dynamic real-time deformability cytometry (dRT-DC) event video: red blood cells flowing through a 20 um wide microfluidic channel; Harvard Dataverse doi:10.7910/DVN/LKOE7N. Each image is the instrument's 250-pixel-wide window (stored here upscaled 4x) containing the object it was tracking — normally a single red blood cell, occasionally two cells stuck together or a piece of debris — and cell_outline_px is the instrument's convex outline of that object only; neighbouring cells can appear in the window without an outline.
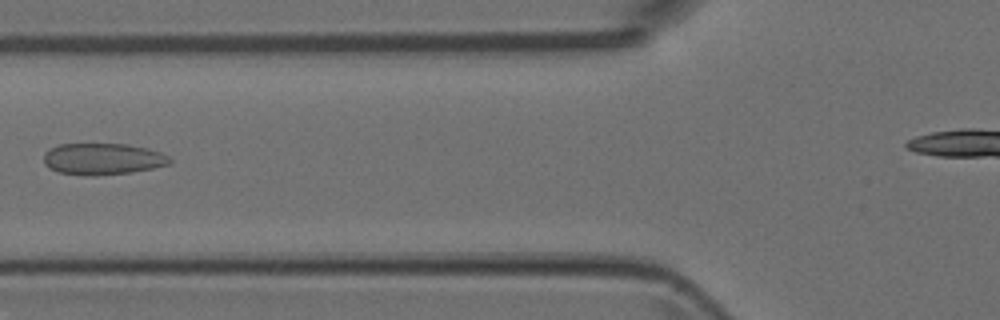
{"species": "Egyptian fruit bat (a non-hibernating species)", "species_latin": "Rousettus aegyptiacus", "temperature_condition": "room temperature", "stored_images_in_passage": 4, "camera_frame_rate_fps": 3000, "um_per_image_px": 0.085, "animal": {"sex": "female"}, "frame": {"image": 1, "passage_image": 4, "time_ms": 1.0, "image_size_px": [1000, 320], "cell_outline_px": [[172, 160], [168, 164], [152, 168], [132, 172], [96, 176], [88, 176], [60, 172], [48, 168], [44, 164], [44, 152], [60, 144], [128, 144], [148, 148], [160, 152], [168, 156]], "centroid_in_image_um": [8.72, 13.51], "position_along_channel_um": 117.1, "area_um2": 23.18}}